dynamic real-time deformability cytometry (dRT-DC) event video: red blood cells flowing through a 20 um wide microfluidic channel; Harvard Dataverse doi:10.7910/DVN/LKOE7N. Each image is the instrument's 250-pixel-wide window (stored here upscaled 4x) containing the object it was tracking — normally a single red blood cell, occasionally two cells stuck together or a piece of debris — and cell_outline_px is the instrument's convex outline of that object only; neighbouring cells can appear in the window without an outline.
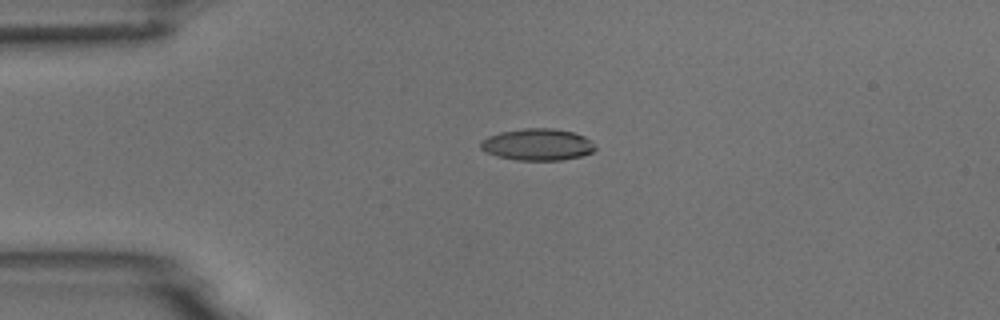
{"species": "common noctule bat (a hibernating species)", "species_latin": "Nyctalus noctula", "temperature_condition": "room temperature", "stored_images_in_passage": 5, "camera_frame_rate_fps": 3000, "um_per_image_px": 0.085, "animal": {"sex": "male", "body_mass_g": 18.8}, "frame": {"image": 1, "passage_image": 5, "time_ms": 4.667, "image_size_px": [1000, 320], "cell_outline_px": [[596, 148], [592, 152], [580, 156], [560, 160], [516, 160], [496, 156], [480, 148], [480, 144], [488, 136], [500, 132], [524, 128], [552, 128], [572, 132], [584, 136], [592, 140]], "centroid_in_image_um": [45.7, 12.28], "position_along_channel_um": 39.3, "area_um2": 21.1}}